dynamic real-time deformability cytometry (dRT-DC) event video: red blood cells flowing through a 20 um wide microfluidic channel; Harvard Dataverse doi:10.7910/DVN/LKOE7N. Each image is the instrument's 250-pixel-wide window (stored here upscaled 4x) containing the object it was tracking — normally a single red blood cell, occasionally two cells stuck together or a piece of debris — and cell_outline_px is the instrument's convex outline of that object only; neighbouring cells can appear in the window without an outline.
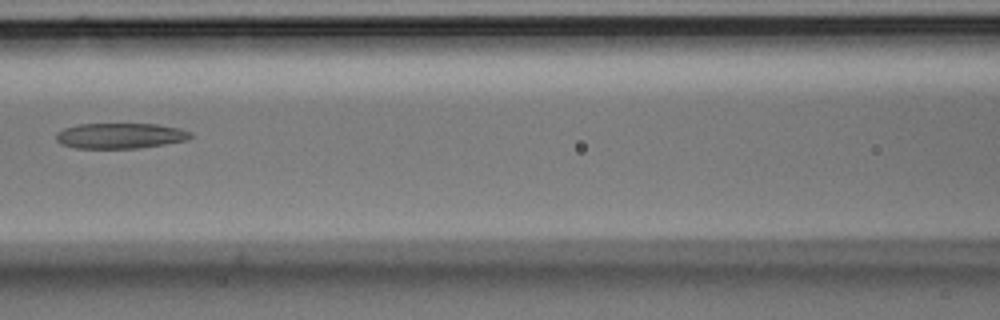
{"species": "Egyptian fruit bat (a non-hibernating species)", "species_latin": "Rousettus aegyptiacus", "temperature_condition": "room temperature", "stored_images_in_passage": 15, "camera_frame_rate_fps": 3000, "um_per_image_px": 0.085, "animal": {"sex": "male"}, "frame": {"image": 1, "passage_image": 7, "time_ms": 2.0, "image_size_px": [1000, 320], "cell_outline_px": [[192, 136], [188, 140], [164, 144], [136, 148], [76, 148], [60, 144], [56, 140], [56, 132], [64, 128], [76, 124], [156, 124], [180, 128], [192, 132]], "centroid_in_image_um": [10.2, 11.53], "position_along_channel_um": 156.4, "area_um2": 20.06}}
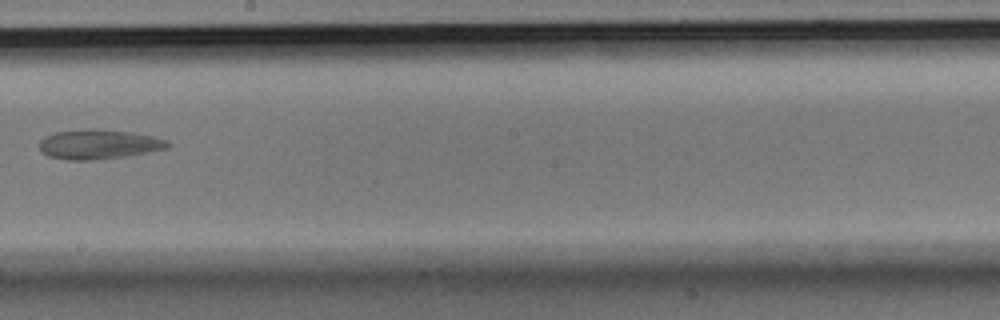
{"frame": {"image": 2, "passage_image": 9, "time_ms": 2.667, "image_size_px": [1000, 320], "cell_outline_px": [[172, 144], [168, 148], [148, 152], [124, 156], [92, 160], [68, 160], [48, 156], [40, 148], [40, 140], [44, 136], [56, 132], [84, 128], [104, 128], [132, 132], [156, 136], [168, 140]], "centroid_in_image_um": [8.43, 12.24], "position_along_channel_um": 239.8, "area_um2": 22.48}}
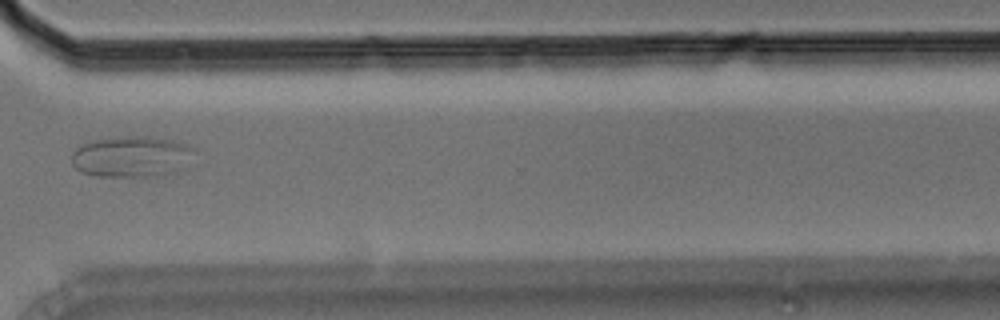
{"frame": {"image": 3, "passage_image": 12, "time_ms": 3.667, "image_size_px": [1000, 320], "cell_outline_px": [[196, 148], [176, 172], [164, 176], [92, 176], [80, 172], [72, 164], [72, 152], [76, 148], [92, 140], [108, 136], [148, 136], [172, 140], [188, 144]], "centroid_in_image_um": [11.12, 13.3], "position_along_channel_um": 359.5, "area_um2": 29.54}}